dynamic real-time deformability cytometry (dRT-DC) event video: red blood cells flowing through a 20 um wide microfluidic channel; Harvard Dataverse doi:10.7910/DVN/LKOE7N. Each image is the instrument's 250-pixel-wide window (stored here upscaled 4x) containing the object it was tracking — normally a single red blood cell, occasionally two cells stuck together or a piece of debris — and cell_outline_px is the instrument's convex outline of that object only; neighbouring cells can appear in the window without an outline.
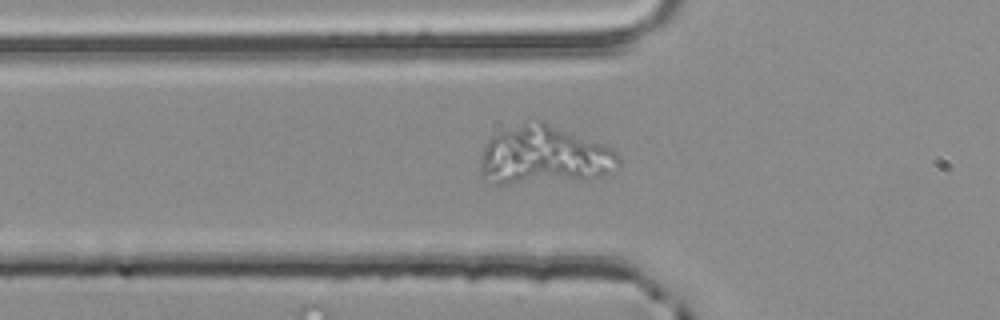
{"species": "common noctule bat (a hibernating species)", "species_latin": "Nyctalus noctula", "temperature_condition": "room temperature", "stored_images_in_passage": 49, "camera_frame_rate_fps": 3000, "um_per_image_px": 0.085, "animal": {"sex": "male", "body_mass_g": 20.4}, "frame": {"image": 1, "passage_image": 14, "time_ms": 4.333, "image_size_px": [1000, 320], "cell_outline_px": [[620, 160], [600, 176], [580, 180], [508, 184], [484, 184], [480, 176], [480, 160], [484, 148], [488, 140], [492, 136], [500, 132], [524, 124], [540, 120], [544, 120], [608, 148], [616, 152]], "centroid_in_image_um": [46.12, 13.25], "position_along_channel_um": 79.7, "area_um2": 46.53}}
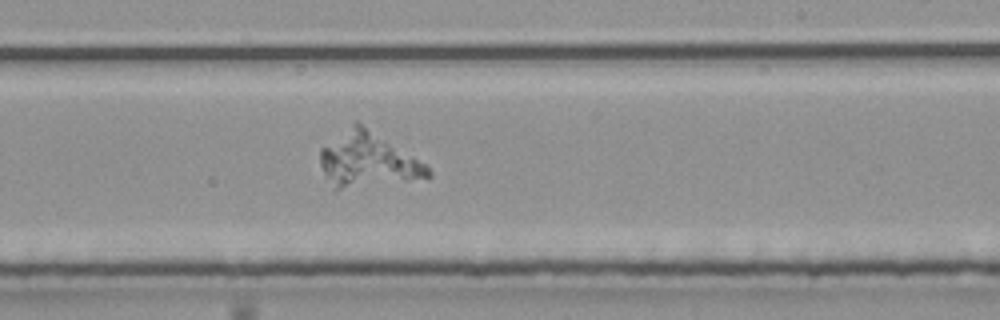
{"frame": {"image": 2, "passage_image": 28, "time_ms": 9.0, "image_size_px": [1000, 320], "cell_outline_px": [[432, 176], [428, 180], [336, 192], [324, 176], [320, 164], [320, 148], [356, 120], [428, 164], [432, 172]], "centroid_in_image_um": [31.31, 13.69], "position_along_channel_um": 257.7, "area_um2": 36.07}}
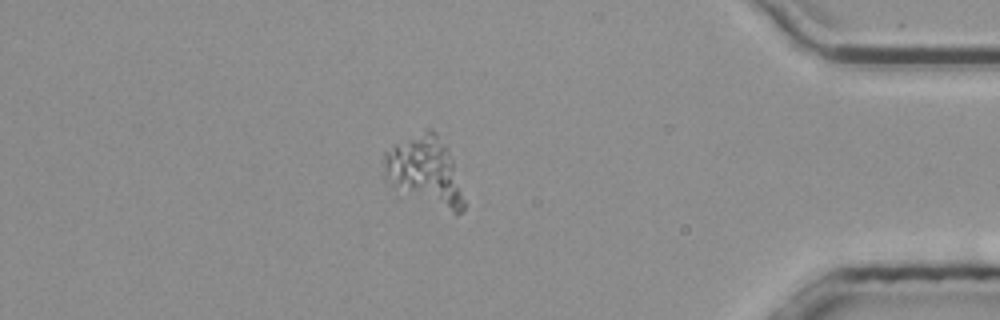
{"frame": {"image": 3, "passage_image": 42, "time_ms": 13.667, "image_size_px": [1000, 320], "cell_outline_px": [[464, 208], [456, 216], [392, 188], [384, 176], [384, 152], [396, 144], [424, 128], [432, 128], [436, 132], [444, 144], [452, 164], [464, 200]], "centroid_in_image_um": [36.07, 14.57], "position_along_channel_um": 399.1, "area_um2": 32.02}}